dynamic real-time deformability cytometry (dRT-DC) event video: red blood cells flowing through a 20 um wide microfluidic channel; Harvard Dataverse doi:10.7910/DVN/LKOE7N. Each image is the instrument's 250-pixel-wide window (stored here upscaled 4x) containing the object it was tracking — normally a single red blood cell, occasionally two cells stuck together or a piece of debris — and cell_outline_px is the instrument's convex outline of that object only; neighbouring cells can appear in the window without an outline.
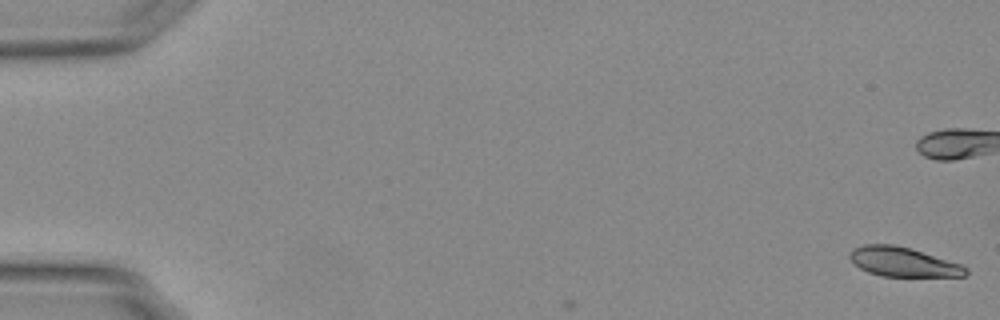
{"species": "Egyptian fruit bat (a non-hibernating species)", "species_latin": "Rousettus aegyptiacus", "temperature_condition": "warm", "stored_images_in_passage": 4, "camera_frame_rate_fps": 3000, "um_per_image_px": 0.085, "animal": {"sex": "female"}, "frame": {"image": 1, "passage_image": 1, "time_ms": 0.0, "image_size_px": [1000, 320], "cell_outline_px": [[968, 272], [964, 276], [880, 276], [868, 272], [860, 268], [848, 256], [852, 248], [864, 244], [892, 244], [912, 248], [960, 264], [968, 268]], "centroid_in_image_um": [76.74, 22.25], "position_along_channel_um": 8.3, "area_um2": 19.83}}